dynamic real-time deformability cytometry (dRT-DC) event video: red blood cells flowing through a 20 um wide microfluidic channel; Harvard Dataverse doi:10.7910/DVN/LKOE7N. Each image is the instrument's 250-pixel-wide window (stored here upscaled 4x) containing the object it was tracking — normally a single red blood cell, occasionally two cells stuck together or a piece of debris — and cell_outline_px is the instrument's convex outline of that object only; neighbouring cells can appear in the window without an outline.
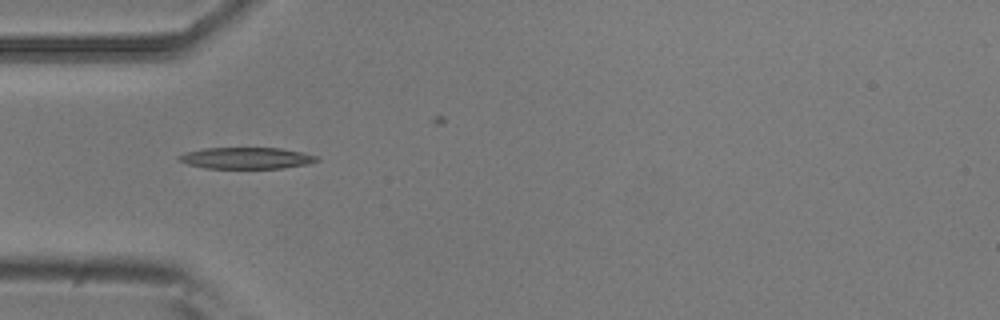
{"species": "common noctule bat (a hibernating species)", "species_latin": "Nyctalus noctula", "temperature_condition": "room temperature", "stored_images_in_passage": 7, "camera_frame_rate_fps": 3000, "um_per_image_px": 0.085, "animal": {"sex": "male", "body_mass_g": 20.5, "forearm_length_mm": 52.5}, "frame": {"image": 1, "passage_image": 4, "time_ms": 1.0, "image_size_px": [1000, 320], "cell_outline_px": [[320, 160], [308, 164], [284, 168], [204, 168], [188, 164], [176, 160], [176, 156], [184, 152], [204, 148], [280, 148], [300, 152], [316, 156]], "centroid_in_image_um": [20.88, 13.44], "position_along_channel_um": 64.1, "area_um2": 17.28}}
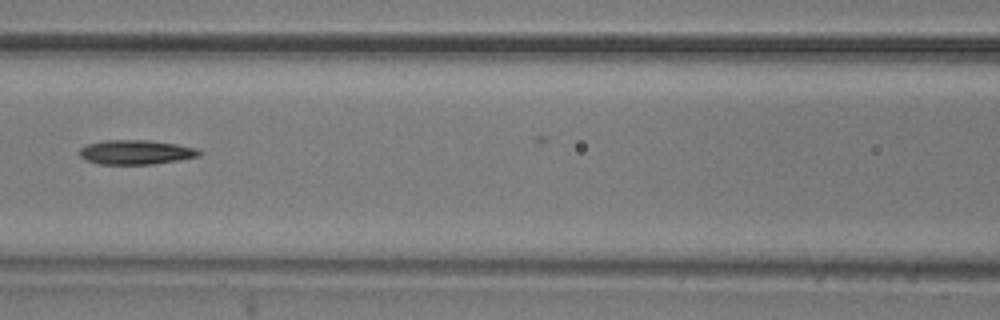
{"frame": {"image": 2, "passage_image": 6, "time_ms": 1.667, "image_size_px": [1000, 320], "cell_outline_px": [[200, 156], [180, 160], [152, 164], [96, 164], [84, 160], [80, 156], [80, 148], [88, 144], [104, 140], [148, 140], [176, 144], [196, 148], [200, 152]], "centroid_in_image_um": [11.52, 12.94], "position_along_channel_um": 155.1, "area_um2": 17.05}}
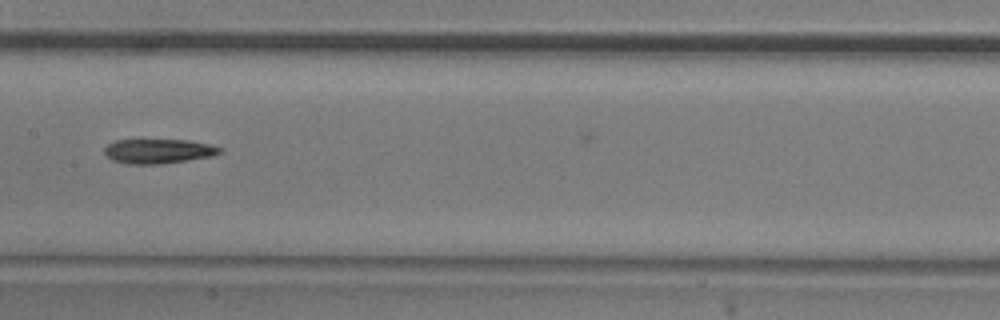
{"frame": {"image": 3, "passage_image": 7, "time_ms": 2.0, "image_size_px": [1000, 320], "cell_outline_px": [[224, 152], [212, 156], [188, 160], [160, 164], [128, 164], [112, 160], [104, 152], [104, 148], [108, 144], [116, 140], [188, 140], [212, 144], [224, 148]], "centroid_in_image_um": [13.53, 12.85], "position_along_channel_um": 193.9, "area_um2": 16.65}}